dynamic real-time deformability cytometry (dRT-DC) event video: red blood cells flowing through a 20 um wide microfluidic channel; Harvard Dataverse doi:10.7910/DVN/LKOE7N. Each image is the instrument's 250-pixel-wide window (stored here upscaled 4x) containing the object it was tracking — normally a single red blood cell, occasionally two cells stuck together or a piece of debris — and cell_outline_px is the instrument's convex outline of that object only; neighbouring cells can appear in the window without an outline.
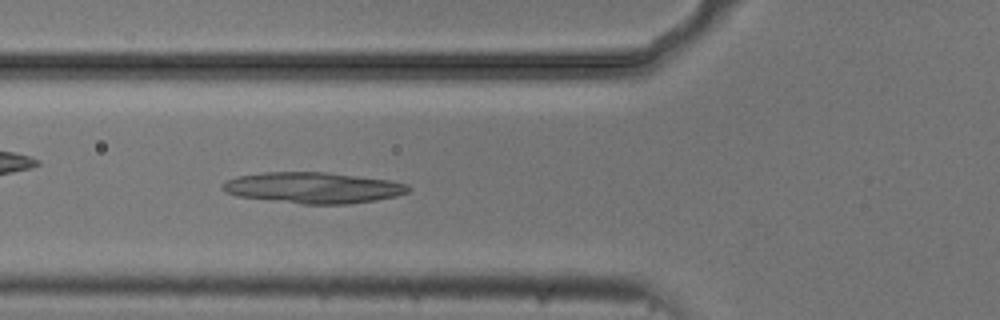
{"species": "common noctule bat (a hibernating species)", "species_latin": "Nyctalus noctula", "temperature_condition": "cold", "stored_images_in_passage": 53, "camera_frame_rate_fps": 3000, "um_per_image_px": 0.085, "animal": {"sex": "male", "body_mass_g": 20.5, "forearm_length_mm": 52.5}, "frame": {"image": 1, "passage_image": 19, "time_ms": 6.0, "image_size_px": [1000, 320], "cell_outline_px": [[412, 188], [408, 192], [396, 196], [376, 200], [348, 204], [304, 204], [236, 196], [224, 192], [220, 188], [220, 184], [236, 176], [264, 172], [328, 172], [388, 180], [408, 184]], "centroid_in_image_um": [26.59, 15.95], "position_along_channel_um": 99.2, "area_um2": 33.7}}
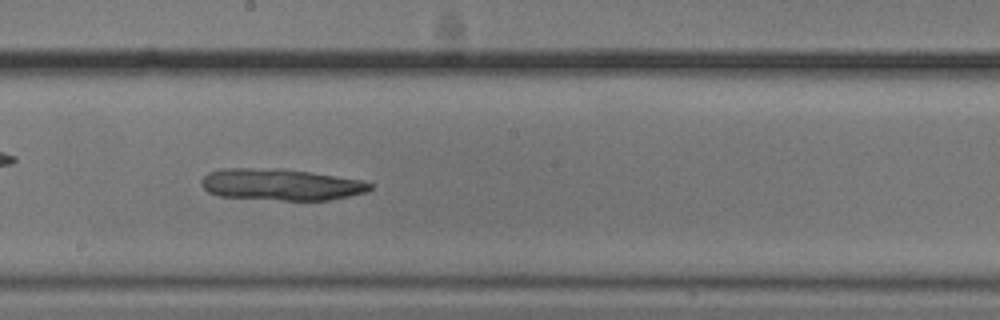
{"frame": {"image": 2, "passage_image": 29, "time_ms": 9.333, "image_size_px": [1000, 320], "cell_outline_px": [[372, 188], [368, 192], [328, 200], [280, 200], [220, 196], [208, 192], [200, 184], [200, 180], [208, 172], [224, 168], [280, 168], [308, 172], [360, 180], [372, 184]], "centroid_in_image_um": [23.83, 15.68], "position_along_channel_um": 224.4, "area_um2": 30.92}}
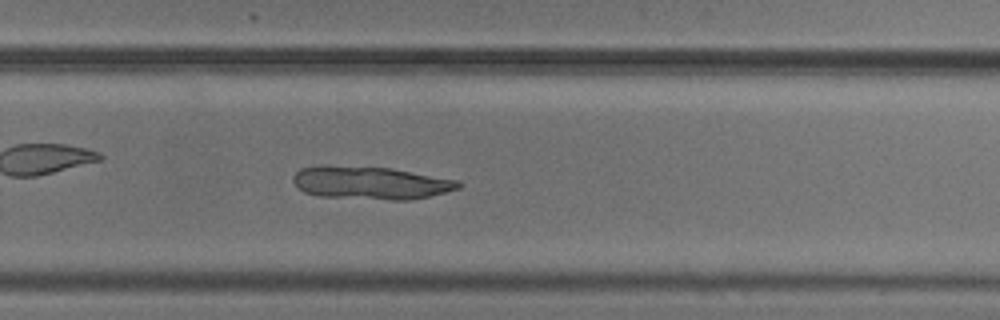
{"frame": {"image": 3, "passage_image": 35, "time_ms": 11.333, "image_size_px": [1000, 320], "cell_outline_px": [[460, 188], [428, 196], [408, 200], [392, 200], [320, 196], [304, 192], [296, 188], [292, 180], [292, 176], [300, 168], [320, 164], [328, 164], [392, 168], [460, 180]], "centroid_in_image_um": [31.43, 15.52], "position_along_channel_um": 298.4, "area_um2": 32.19}}